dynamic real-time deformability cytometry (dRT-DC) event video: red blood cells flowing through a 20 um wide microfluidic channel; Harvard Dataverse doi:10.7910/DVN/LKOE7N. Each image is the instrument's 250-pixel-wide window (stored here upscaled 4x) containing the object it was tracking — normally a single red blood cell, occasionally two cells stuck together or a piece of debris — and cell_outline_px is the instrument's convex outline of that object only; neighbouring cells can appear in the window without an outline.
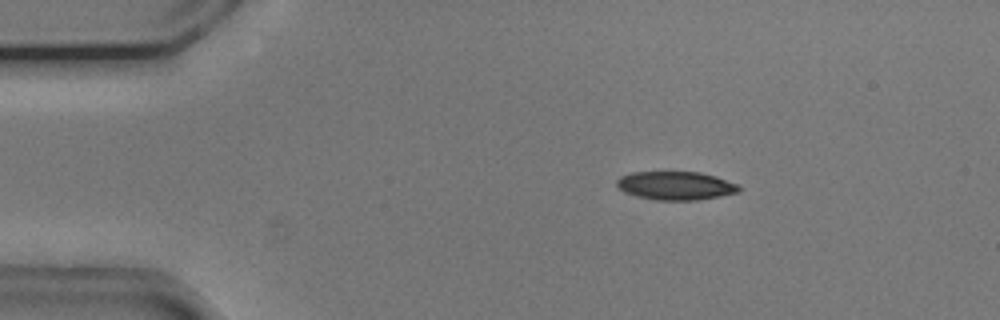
{"species": "common noctule bat (a hibernating species)", "species_latin": "Nyctalus noctula", "temperature_condition": "cold", "stored_images_in_passage": 26, "camera_frame_rate_fps": 3000, "um_per_image_px": 0.085, "animal": {"sex": "male", "body_mass_g": 20.5, "forearm_length_mm": 52.5}, "frame": {"image": 1, "passage_image": 7, "time_ms": 2.0, "image_size_px": [1000, 320], "cell_outline_px": [[740, 192], [720, 196], [696, 200], [656, 200], [636, 196], [624, 192], [616, 184], [616, 180], [620, 176], [632, 172], [700, 172], [716, 176], [740, 184]], "centroid_in_image_um": [57.46, 15.78], "position_along_channel_um": 27.5, "area_um2": 20.4}}
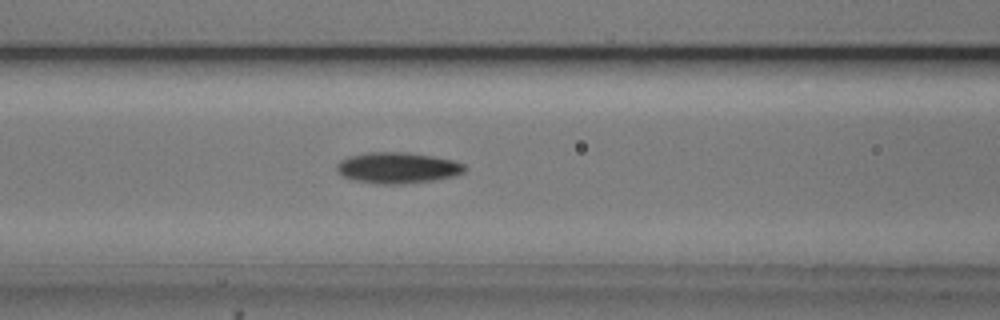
{"frame": {"image": 2, "passage_image": 20, "time_ms": 6.333, "image_size_px": [1000, 320], "cell_outline_px": [[468, 168], [464, 172], [456, 176], [436, 180], [404, 184], [376, 184], [356, 180], [344, 176], [336, 168], [336, 164], [340, 160], [348, 156], [364, 152], [408, 152], [432, 156], [452, 160], [464, 164]], "centroid_in_image_um": [33.82, 14.26], "position_along_channel_um": 132.8, "area_um2": 23.35}}
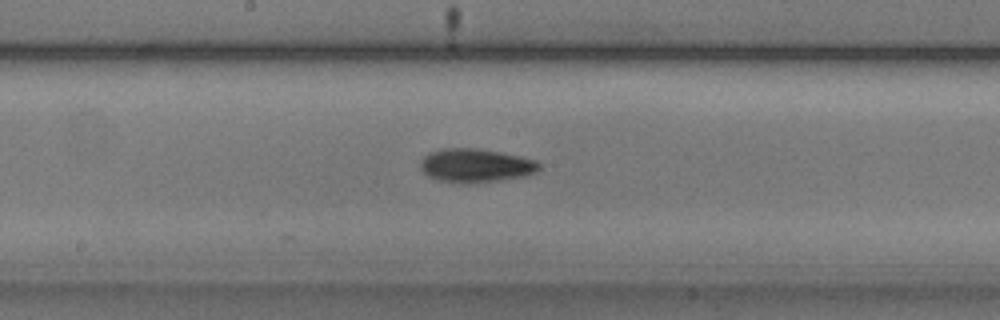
{"frame": {"image": 3, "passage_image": 26, "time_ms": 8.333, "image_size_px": [1000, 320], "cell_outline_px": [[540, 168], [536, 172], [524, 176], [500, 180], [460, 184], [440, 180], [428, 176], [420, 168], [420, 160], [424, 156], [440, 148], [476, 148], [500, 152], [520, 156], [536, 160], [540, 164]], "centroid_in_image_um": [40.42, 14.06], "position_along_channel_um": 207.8, "area_um2": 23.29}}